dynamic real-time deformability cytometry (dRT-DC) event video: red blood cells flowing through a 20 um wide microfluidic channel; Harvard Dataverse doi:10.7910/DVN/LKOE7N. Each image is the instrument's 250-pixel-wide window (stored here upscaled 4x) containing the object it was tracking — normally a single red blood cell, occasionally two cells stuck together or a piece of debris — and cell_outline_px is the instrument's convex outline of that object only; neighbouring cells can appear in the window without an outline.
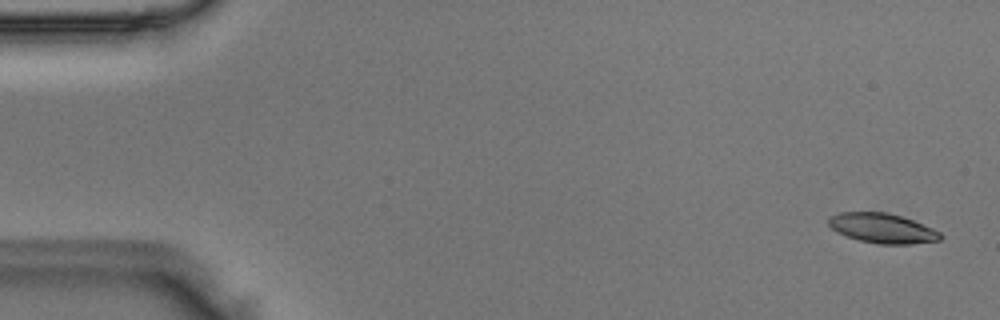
{"species": "Egyptian fruit bat (a non-hibernating species)", "species_latin": "Rousettus aegyptiacus", "temperature_condition": "room temperature", "stored_images_in_passage": 10, "camera_frame_rate_fps": 3000, "um_per_image_px": 0.085, "animal": {"sex": "male"}, "frame": {"image": 1, "passage_image": 2, "time_ms": 0.333, "image_size_px": [1000, 320], "cell_outline_px": [[944, 236], [940, 240], [912, 244], [880, 244], [860, 240], [848, 236], [832, 228], [828, 224], [828, 216], [840, 212], [888, 212], [912, 220], [932, 228], [940, 232]], "centroid_in_image_um": [75.02, 19.39], "position_along_channel_um": 10.0, "area_um2": 19.25}}